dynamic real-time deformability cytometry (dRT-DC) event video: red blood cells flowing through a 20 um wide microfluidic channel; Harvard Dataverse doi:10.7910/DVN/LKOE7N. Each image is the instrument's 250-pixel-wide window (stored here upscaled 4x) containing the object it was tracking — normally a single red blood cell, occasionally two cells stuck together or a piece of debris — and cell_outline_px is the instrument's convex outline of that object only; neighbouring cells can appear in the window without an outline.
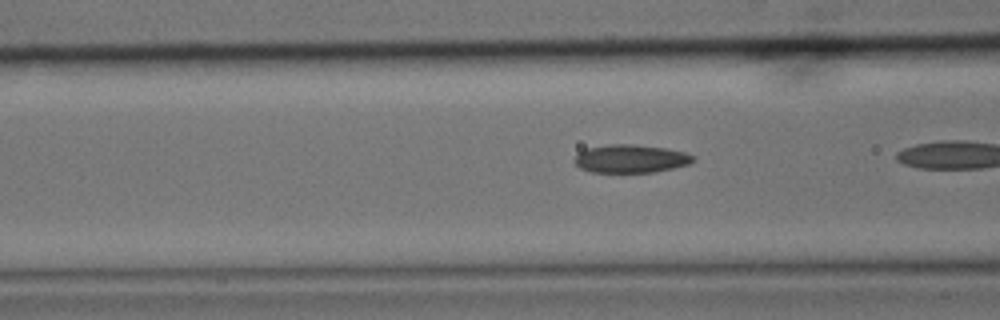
{"species": "common noctule bat (a hibernating species)", "species_latin": "Nyctalus noctula", "temperature_condition": "cold", "stored_images_in_passage": 9, "camera_frame_rate_fps": 3000, "um_per_image_px": 0.085, "animal": {"sex": "male", "body_mass_g": 15.6}, "frame": {"image": 1, "passage_image": 6, "time_ms": 1.667, "image_size_px": [1000, 320], "cell_outline_px": [[696, 160], [688, 164], [656, 172], [592, 172], [580, 168], [576, 164], [576, 156], [580, 152], [588, 148], [612, 144], [632, 144], [668, 148], [684, 152], [696, 156]], "centroid_in_image_um": [53.67, 13.49], "position_along_channel_um": 112.9, "area_um2": 19.36}}